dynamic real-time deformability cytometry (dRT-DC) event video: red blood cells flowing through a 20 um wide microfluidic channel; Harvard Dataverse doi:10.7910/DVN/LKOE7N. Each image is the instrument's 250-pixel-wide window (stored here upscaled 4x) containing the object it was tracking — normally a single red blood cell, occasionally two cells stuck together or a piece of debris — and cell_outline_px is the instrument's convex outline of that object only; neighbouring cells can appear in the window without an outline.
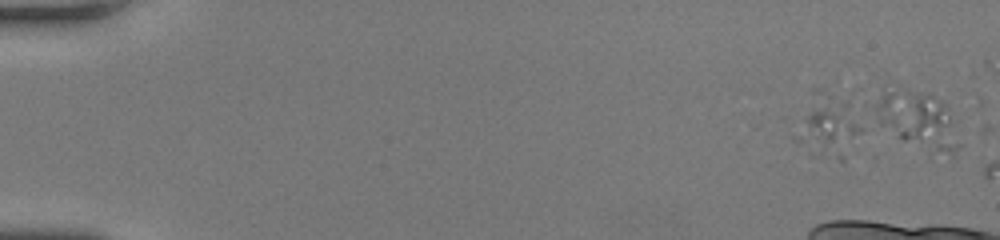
{"species": "human", "species_latin": "Homo sapiens", "temperature_condition": "room temperature", "stored_images_in_passage": 2, "camera_frame_rate_fps": 3000, "um_per_image_px": 0.085, "donor": {"sex": "female"}, "frame": {"image": 1, "passage_image": 2, "time_ms": 0.333, "image_size_px": [1000, 240], "cell_outline_px": [[956, 124], [920, 136], [904, 140], [796, 140], [792, 136], [812, 88], [900, 80], [932, 92], [944, 100], [948, 104], [956, 120]], "centroid_in_image_um": [74.14, 9.58], "position_along_channel_um": 10.9, "area_um2": 55.78}}